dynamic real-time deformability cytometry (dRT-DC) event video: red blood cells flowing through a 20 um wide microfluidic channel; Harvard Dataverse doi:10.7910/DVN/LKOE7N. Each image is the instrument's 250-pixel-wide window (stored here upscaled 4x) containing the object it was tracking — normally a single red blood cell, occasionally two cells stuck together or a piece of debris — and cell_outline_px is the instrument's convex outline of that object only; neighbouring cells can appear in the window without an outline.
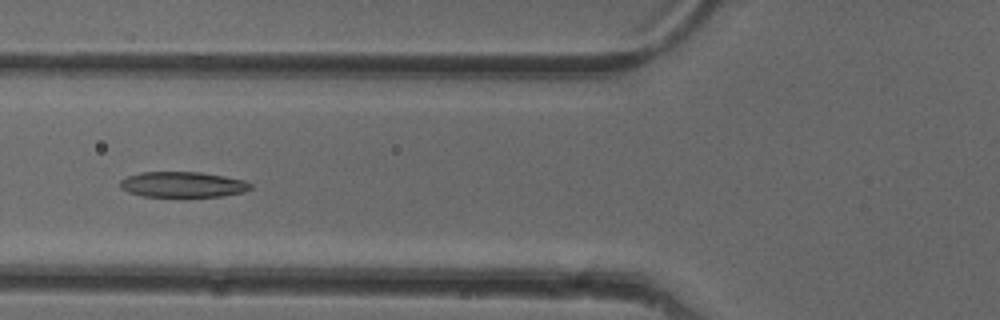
{"species": "common noctule bat (a hibernating species)", "species_latin": "Nyctalus noctula", "temperature_condition": "cold", "stored_images_in_passage": 51, "camera_frame_rate_fps": 3000, "um_per_image_px": 0.085, "animal": {"sex": "female"}, "frame": {"image": 1, "passage_image": 19, "time_ms": 6.0, "image_size_px": [1000, 320], "cell_outline_px": [[252, 188], [244, 192], [220, 196], [144, 196], [128, 192], [120, 188], [120, 180], [128, 176], [140, 172], [200, 172], [224, 176], [244, 180], [252, 184]], "centroid_in_image_um": [15.53, 15.68], "position_along_channel_um": 110.3, "area_um2": 19.31}}
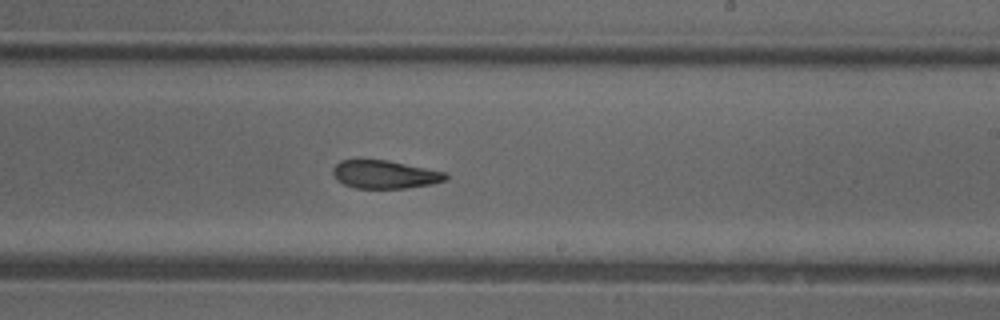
{"frame": {"image": 2, "passage_image": 30, "time_ms": 9.667, "image_size_px": [1000, 320], "cell_outline_px": [[448, 180], [432, 184], [408, 188], [356, 188], [344, 184], [336, 180], [332, 172], [332, 168], [340, 160], [356, 156], [388, 160], [444, 172], [448, 176]], "centroid_in_image_um": [32.63, 14.78], "position_along_channel_um": 256.4, "area_um2": 19.19}}
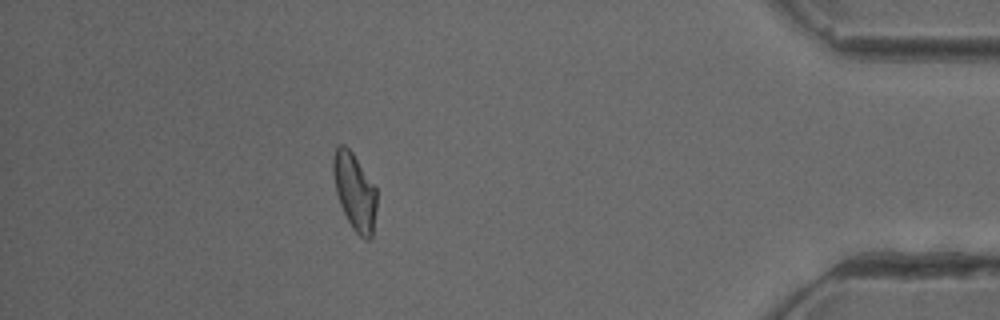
{"frame": {"image": 3, "passage_image": 45, "time_ms": 14.667, "image_size_px": [1000, 320], "cell_outline_px": [[376, 208], [372, 240], [364, 240], [352, 228], [340, 204], [336, 192], [332, 172], [332, 160], [336, 148], [340, 144], [344, 144], [352, 152], [376, 188]], "centroid_in_image_um": [30.14, 16.31], "position_along_channel_um": 405.1, "area_um2": 19.48}, "authors_computed_cell_mechanics": {"area_um2": 19.941, "velocity_mm_per_s": 3.9905, "shape_relaxation_time_tau1_ms": 11.137, "shape_relaxation_time_tau2_ms": 2.7195, "deformation_change_tau1": 0.2559, "deformation_change_tau2": 0.1047}}